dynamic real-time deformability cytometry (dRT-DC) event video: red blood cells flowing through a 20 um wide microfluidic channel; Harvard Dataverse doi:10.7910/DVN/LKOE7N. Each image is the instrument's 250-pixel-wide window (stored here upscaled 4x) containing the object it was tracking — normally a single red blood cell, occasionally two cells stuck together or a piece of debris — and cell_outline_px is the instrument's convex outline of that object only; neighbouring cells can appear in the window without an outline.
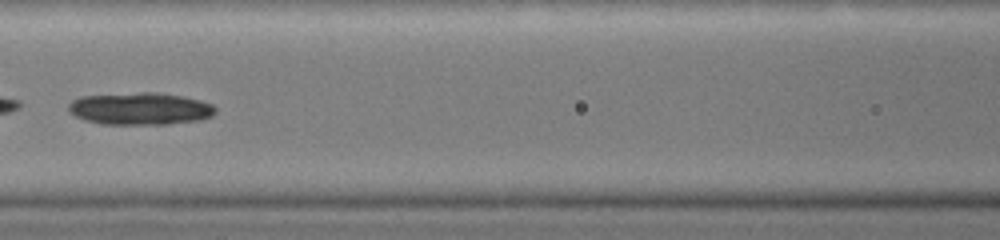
{"species": "common noctule bat (a hibernating species)", "species_latin": "Nyctalus noctula", "temperature_condition": "warm", "stored_images_in_passage": 44, "camera_frame_rate_fps": 3000, "um_per_image_px": 0.085, "animal": {"sex": "female", "body_mass_g": 19.0, "forearm_length_mm": 51.5}, "frame": {"image": 1, "passage_image": 21, "time_ms": 5.0, "image_size_px": [1000, 240], "cell_outline_px": [[216, 112], [212, 116], [200, 120], [168, 124], [100, 124], [84, 120], [68, 112], [68, 104], [72, 100], [80, 96], [140, 92], [160, 92], [184, 96], [200, 100], [212, 104], [216, 108]], "centroid_in_image_um": [11.91, 9.23], "position_along_channel_um": 154.7, "area_um2": 27.98}}
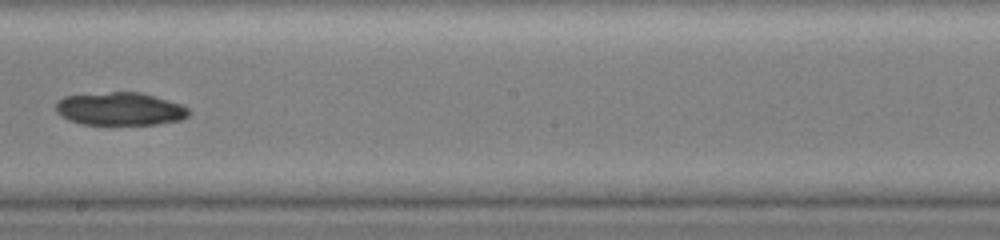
{"frame": {"image": 2, "passage_image": 26, "time_ms": 6.667, "image_size_px": [1000, 240], "cell_outline_px": [[192, 112], [188, 116], [180, 120], [156, 124], [80, 124], [68, 120], [60, 116], [56, 112], [56, 104], [64, 96], [112, 92], [140, 92], [184, 104]], "centroid_in_image_um": [10.23, 9.26], "position_along_channel_um": 238.0, "area_um2": 25.66}}
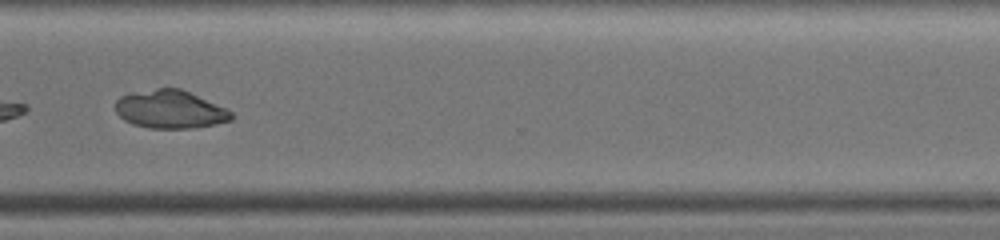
{"frame": {"image": 3, "passage_image": 34, "time_ms": 9.0, "image_size_px": [1000, 240], "cell_outline_px": [[232, 120], [192, 128], [148, 128], [132, 124], [124, 120], [116, 112], [116, 100], [120, 96], [132, 92], [156, 88], [180, 88], [228, 108], [232, 112]], "centroid_in_image_um": [14.45, 9.28], "position_along_channel_um": 356.2, "area_um2": 25.84}}